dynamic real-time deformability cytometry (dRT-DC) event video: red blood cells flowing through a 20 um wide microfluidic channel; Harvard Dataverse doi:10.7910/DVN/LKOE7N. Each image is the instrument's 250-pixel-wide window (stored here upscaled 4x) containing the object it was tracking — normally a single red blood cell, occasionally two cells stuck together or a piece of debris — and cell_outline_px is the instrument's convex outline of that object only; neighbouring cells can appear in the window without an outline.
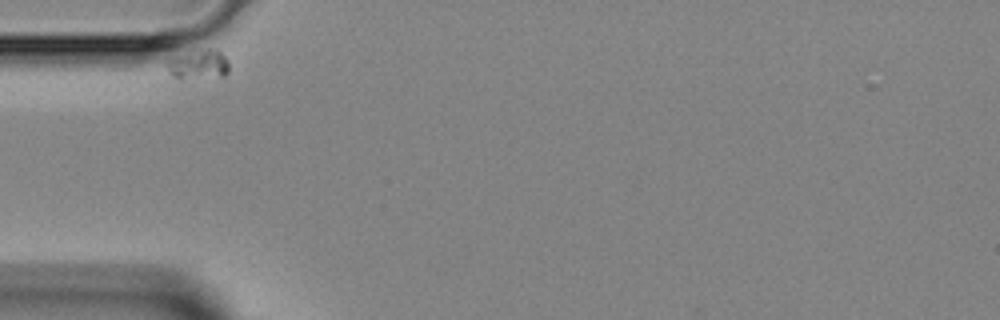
{"species": "Egyptian fruit bat (a non-hibernating species)", "species_latin": "Rousettus aegyptiacus", "temperature_condition": "room temperature", "stored_images_in_passage": 2, "camera_frame_rate_fps": 3000, "um_per_image_px": 0.085, "animal": {"sex": "female"}, "frame": {"image": 1, "passage_image": 1, "time_ms": 0.0, "image_size_px": [1000, 320], "cell_outline_px": [[228, 72], [224, 76], [172, 76], [168, 68], [168, 64], [172, 60], [192, 48], [216, 48], [228, 60]], "centroid_in_image_um": [16.97, 5.39], "position_along_channel_um": 68.0, "area_um2": 10.17}}